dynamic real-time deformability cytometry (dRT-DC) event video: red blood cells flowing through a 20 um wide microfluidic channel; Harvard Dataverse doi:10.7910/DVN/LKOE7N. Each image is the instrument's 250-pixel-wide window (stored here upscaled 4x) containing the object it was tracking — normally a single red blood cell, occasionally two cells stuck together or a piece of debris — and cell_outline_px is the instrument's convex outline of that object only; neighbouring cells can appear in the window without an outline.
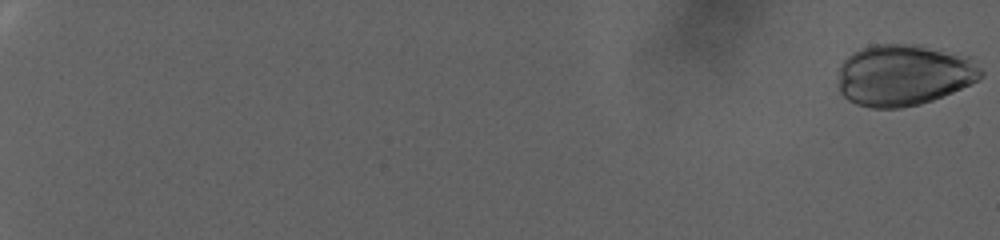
{"species": "human", "species_latin": "Homo sapiens", "temperature_condition": "warm", "stored_images_in_passage": 92, "camera_frame_rate_fps": 3000, "um_per_image_px": 0.085, "donor": {"sex": "female"}, "frame": {"image": 1, "passage_image": 1, "time_ms": 0.0, "image_size_px": [1000, 240], "cell_outline_px": [[984, 76], [980, 80], [952, 92], [932, 100], [920, 104], [900, 108], [872, 108], [856, 104], [848, 100], [840, 92], [836, 84], [840, 64], [852, 52], [860, 48], [872, 44], [920, 44], [972, 56], [984, 72]], "centroid_in_image_um": [76.83, 6.36], "position_along_channel_um": 8.2, "area_um2": 52.14}}
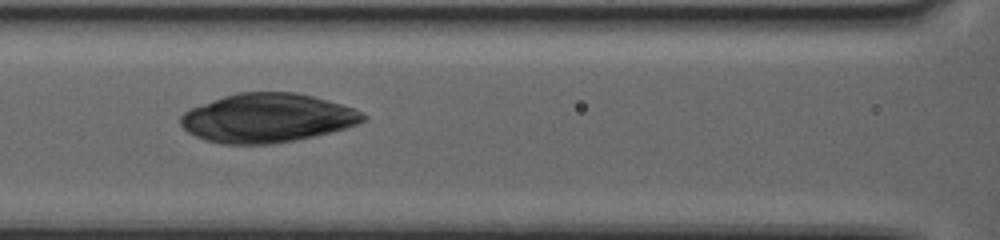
{"frame": {"image": 2, "passage_image": 50, "time_ms": 16.333, "image_size_px": [1000, 240], "cell_outline_px": [[368, 116], [364, 120], [348, 128], [332, 132], [296, 140], [276, 144], [220, 144], [204, 140], [188, 132], [180, 124], [180, 116], [184, 112], [200, 104], [236, 92], [296, 92], [312, 96], [340, 104], [352, 108]], "centroid_in_image_um": [22.69, 10.04], "position_along_channel_um": 143.9, "area_um2": 52.08}}
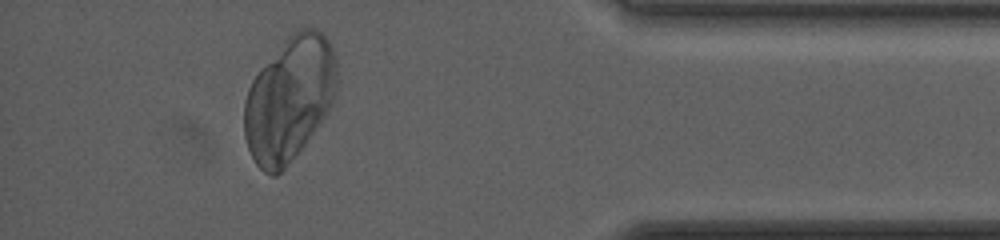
{"frame": {"image": 3, "passage_image": 86, "time_ms": 28.333, "image_size_px": [1000, 240], "cell_outline_px": [[336, 92], [324, 116], [304, 144], [284, 168], [276, 176], [272, 176], [264, 172], [256, 164], [248, 148], [244, 136], [244, 100], [248, 88], [252, 80], [260, 68], [284, 40], [296, 28], [316, 28], [328, 40], [336, 56]], "centroid_in_image_um": [24.57, 8.37], "position_along_channel_um": 410.6, "area_um2": 66.76}}